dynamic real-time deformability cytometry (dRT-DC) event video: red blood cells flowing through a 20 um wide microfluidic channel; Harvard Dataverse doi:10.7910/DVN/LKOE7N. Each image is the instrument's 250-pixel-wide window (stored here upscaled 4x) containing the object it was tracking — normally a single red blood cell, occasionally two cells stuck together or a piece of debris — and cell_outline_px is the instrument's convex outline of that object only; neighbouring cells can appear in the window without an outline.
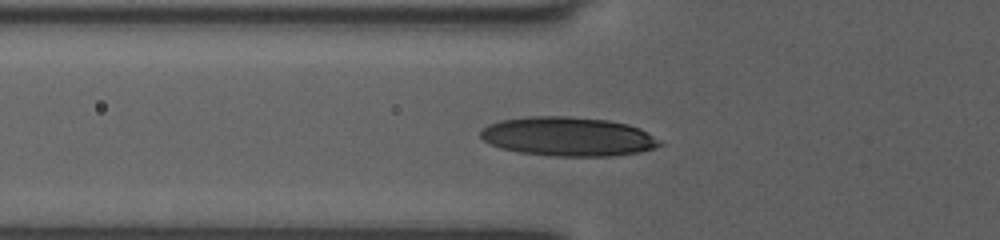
{"species": "human", "species_latin": "Homo sapiens", "temperature_condition": "room temperature", "stored_images_in_passage": 29, "camera_frame_rate_fps": 3000, "um_per_image_px": 0.085, "donor": {"sex": "female"}, "frame": {"image": 1, "passage_image": 7, "time_ms": 2.0, "image_size_px": [1000, 240], "cell_outline_px": [[664, 144], [656, 148], [640, 152], [608, 156], [548, 156], [520, 152], [500, 148], [484, 140], [480, 136], [480, 132], [488, 124], [500, 120], [528, 116], [568, 116], [608, 120], [628, 124], [640, 128], [648, 132]], "centroid_in_image_um": [48.3, 11.6], "position_along_channel_um": 77.5, "area_um2": 40.98}}
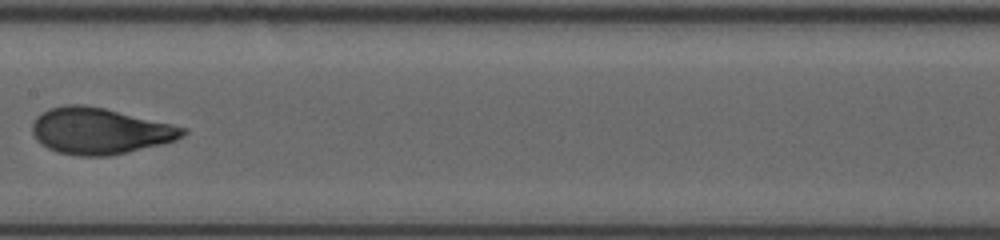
{"frame": {"image": 2, "passage_image": 12, "time_ms": 3.667, "image_size_px": [1000, 240], "cell_outline_px": [[188, 132], [184, 136], [176, 140], [164, 144], [128, 152], [108, 156], [80, 156], [56, 152], [40, 144], [36, 140], [32, 132], [32, 124], [36, 116], [40, 112], [48, 108], [64, 104], [84, 104], [104, 108], [172, 124], [188, 128]], "centroid_in_image_um": [8.47, 11.13], "position_along_channel_um": 198.9, "area_um2": 41.04}}
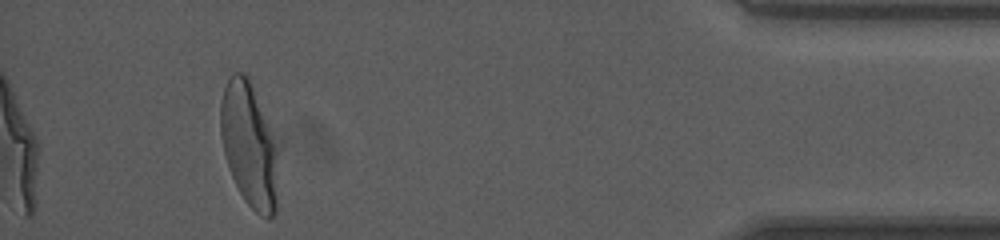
{"frame": {"image": 3, "passage_image": 26, "time_ms": 8.333, "image_size_px": [1000, 240], "cell_outline_px": [[284, 144], [276, 212], [268, 220], [260, 216], [244, 200], [228, 168], [224, 152], [220, 132], [220, 104], [224, 88], [228, 76], [232, 72], [244, 72], [248, 76]], "centroid_in_image_um": [21.32, 12.31], "position_along_channel_um": 413.9, "area_um2": 45.14}}